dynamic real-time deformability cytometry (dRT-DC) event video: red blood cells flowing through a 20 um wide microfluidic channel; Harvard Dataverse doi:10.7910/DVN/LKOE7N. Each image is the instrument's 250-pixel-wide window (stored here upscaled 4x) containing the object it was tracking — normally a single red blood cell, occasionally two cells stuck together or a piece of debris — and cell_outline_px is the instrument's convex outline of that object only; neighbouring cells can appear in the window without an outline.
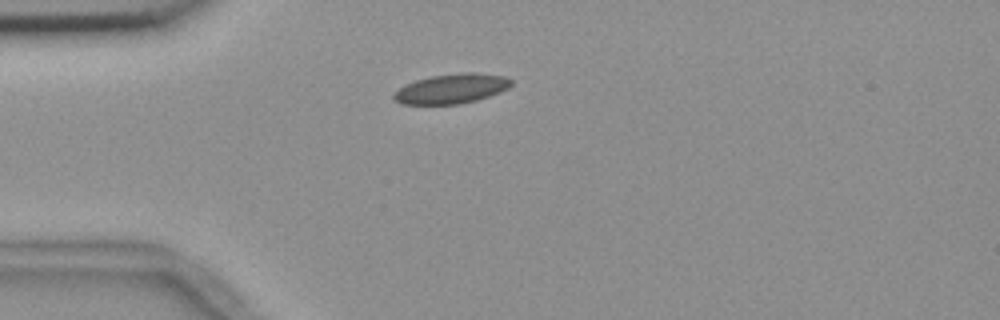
{"species": "common noctule bat (a hibernating species)", "species_latin": "Nyctalus noctula", "temperature_condition": "room temperature", "stored_images_in_passage": 42, "camera_frame_rate_fps": 3000, "um_per_image_px": 0.085, "animal": {"sex": "female", "body_mass_g": 18.4}, "frame": {"image": 1, "passage_image": 1, "time_ms": 0.0, "image_size_px": [1000, 320], "cell_outline_px": [[512, 84], [508, 88], [500, 92], [476, 100], [460, 104], [400, 104], [392, 100], [392, 96], [400, 88], [416, 80], [432, 76], [460, 72], [476, 72], [504, 76], [512, 80]], "centroid_in_image_um": [38.39, 7.54], "position_along_channel_um": 46.6, "area_um2": 20.29}}
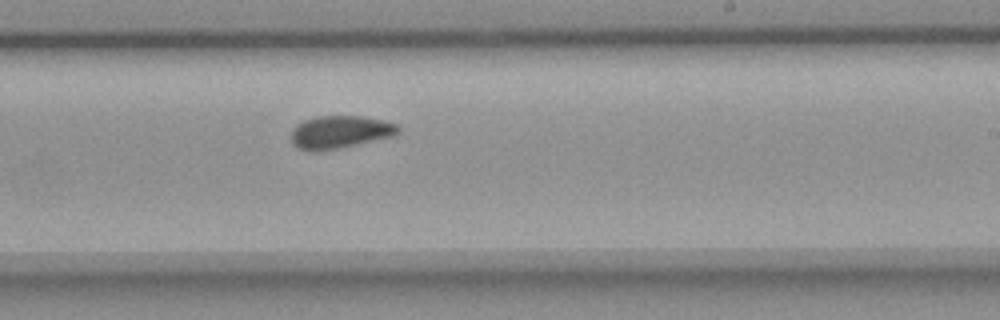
{"frame": {"image": 2, "passage_image": 20, "time_ms": 6.333, "image_size_px": [1000, 320], "cell_outline_px": [[400, 132], [392, 136], [336, 148], [312, 152], [296, 148], [292, 144], [292, 128], [296, 124], [304, 120], [316, 116], [360, 116], [384, 120], [396, 124], [400, 128]], "centroid_in_image_um": [28.85, 11.21], "position_along_channel_um": 260.1, "area_um2": 20.29}}
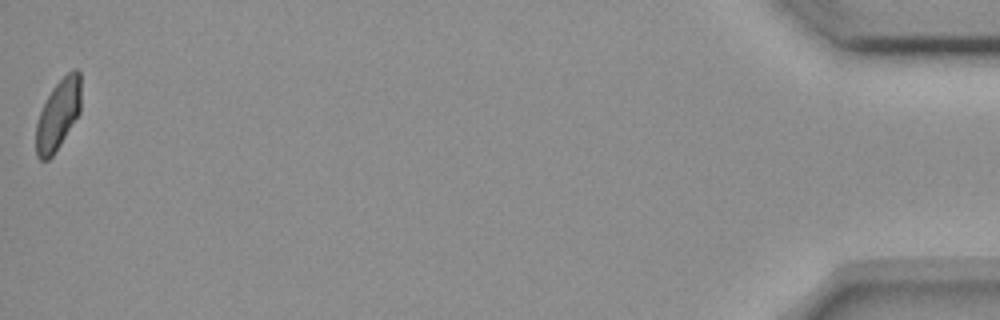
{"frame": {"image": 3, "passage_image": 42, "time_ms": 13.667, "image_size_px": [1000, 320], "cell_outline_px": [[80, 112], [60, 144], [52, 156], [48, 160], [40, 160], [36, 156], [36, 124], [40, 112], [52, 88], [72, 68], [76, 68], [80, 72]], "centroid_in_image_um": [4.94, 9.74], "position_along_channel_um": 430.3, "area_um2": 18.21}, "authors_computed_cell_mechanics": {"area_um2": 19.941, "velocity_mm_per_s": 3.6388, "shape_relaxation_time_tau1_ms": null, "shape_relaxation_time_tau2_ms": 1.9234, "deformation_change_tau1": null, "deformation_change_tau2": 0.0563}}